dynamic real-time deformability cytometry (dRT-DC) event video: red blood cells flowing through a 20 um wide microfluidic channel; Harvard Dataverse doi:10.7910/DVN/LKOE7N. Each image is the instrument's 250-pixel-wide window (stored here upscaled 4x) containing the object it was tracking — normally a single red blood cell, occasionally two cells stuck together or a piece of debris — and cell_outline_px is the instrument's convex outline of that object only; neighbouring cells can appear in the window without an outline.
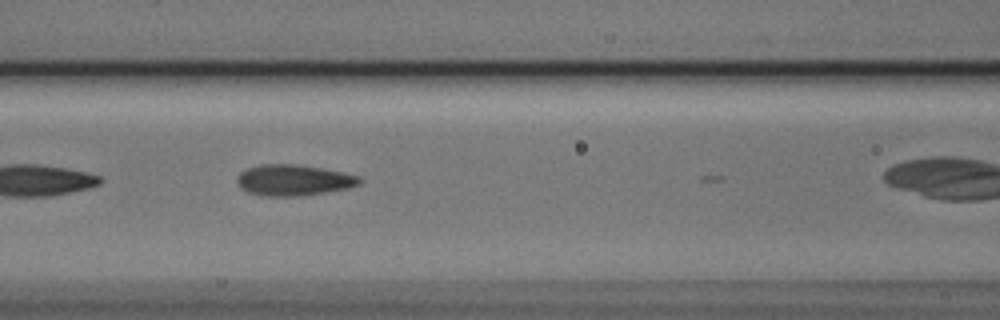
{"species": "Egyptian fruit bat (a non-hibernating species)", "species_latin": "Rousettus aegyptiacus", "temperature_condition": "cold", "stored_images_in_passage": 8, "camera_frame_rate_fps": 3000, "um_per_image_px": 0.085, "animal": {"sex": "male"}, "frame": {"image": 1, "passage_image": 5, "time_ms": 1.333, "image_size_px": [1000, 320], "cell_outline_px": [[364, 180], [360, 184], [348, 188], [324, 192], [296, 196], [260, 196], [248, 192], [240, 188], [236, 184], [236, 176], [240, 172], [248, 168], [260, 164], [296, 164], [324, 168], [344, 172], [360, 176]], "centroid_in_image_um": [24.94, 15.3], "position_along_channel_um": 141.7, "area_um2": 22.43}}